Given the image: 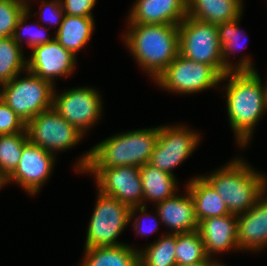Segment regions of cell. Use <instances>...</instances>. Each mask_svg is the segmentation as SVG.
I'll return each instance as SVG.
<instances>
[{
    "mask_svg": "<svg viewBox=\"0 0 267 266\" xmlns=\"http://www.w3.org/2000/svg\"><path fill=\"white\" fill-rule=\"evenodd\" d=\"M30 10L29 8H27V10L23 13V15L20 17V19L18 20V23L15 27L14 30V34H13V39L14 41L21 47L22 46V31L26 32V36L27 38V44L28 46L32 49L35 46L41 45V44H46L50 41H52L55 37H48L46 36V33L44 30H42V28L40 29H34L35 31H32L33 29H31V26L29 27L28 25H24V23L27 21L28 15H30ZM24 25V26H23ZM38 28V26L36 27ZM29 34V35H28Z\"/></svg>",
    "mask_w": 267,
    "mask_h": 266,
    "instance_id": "30",
    "label": "cell"
},
{
    "mask_svg": "<svg viewBox=\"0 0 267 266\" xmlns=\"http://www.w3.org/2000/svg\"><path fill=\"white\" fill-rule=\"evenodd\" d=\"M266 191L247 212L237 215V244L239 250L257 251L267 246Z\"/></svg>",
    "mask_w": 267,
    "mask_h": 266,
    "instance_id": "15",
    "label": "cell"
},
{
    "mask_svg": "<svg viewBox=\"0 0 267 266\" xmlns=\"http://www.w3.org/2000/svg\"><path fill=\"white\" fill-rule=\"evenodd\" d=\"M230 162L202 177L223 199L229 212L238 215L252 208L257 199L267 191V178L241 158Z\"/></svg>",
    "mask_w": 267,
    "mask_h": 266,
    "instance_id": "4",
    "label": "cell"
},
{
    "mask_svg": "<svg viewBox=\"0 0 267 266\" xmlns=\"http://www.w3.org/2000/svg\"><path fill=\"white\" fill-rule=\"evenodd\" d=\"M200 141L199 133L181 126H160L149 163L172 175V169L192 154Z\"/></svg>",
    "mask_w": 267,
    "mask_h": 266,
    "instance_id": "10",
    "label": "cell"
},
{
    "mask_svg": "<svg viewBox=\"0 0 267 266\" xmlns=\"http://www.w3.org/2000/svg\"><path fill=\"white\" fill-rule=\"evenodd\" d=\"M13 37L0 38V85L27 71V59Z\"/></svg>",
    "mask_w": 267,
    "mask_h": 266,
    "instance_id": "25",
    "label": "cell"
},
{
    "mask_svg": "<svg viewBox=\"0 0 267 266\" xmlns=\"http://www.w3.org/2000/svg\"><path fill=\"white\" fill-rule=\"evenodd\" d=\"M27 59V70L54 85L57 77H68L76 66V56L62 47L54 38L52 41L33 47Z\"/></svg>",
    "mask_w": 267,
    "mask_h": 266,
    "instance_id": "14",
    "label": "cell"
},
{
    "mask_svg": "<svg viewBox=\"0 0 267 266\" xmlns=\"http://www.w3.org/2000/svg\"><path fill=\"white\" fill-rule=\"evenodd\" d=\"M93 173L98 190L131 207L145 206L140 167L86 168Z\"/></svg>",
    "mask_w": 267,
    "mask_h": 266,
    "instance_id": "12",
    "label": "cell"
},
{
    "mask_svg": "<svg viewBox=\"0 0 267 266\" xmlns=\"http://www.w3.org/2000/svg\"><path fill=\"white\" fill-rule=\"evenodd\" d=\"M21 1L24 3L25 6H27V8H29V5H28L29 3H26L27 1H24V0H21Z\"/></svg>",
    "mask_w": 267,
    "mask_h": 266,
    "instance_id": "36",
    "label": "cell"
},
{
    "mask_svg": "<svg viewBox=\"0 0 267 266\" xmlns=\"http://www.w3.org/2000/svg\"><path fill=\"white\" fill-rule=\"evenodd\" d=\"M80 266H139V250L127 244L86 248Z\"/></svg>",
    "mask_w": 267,
    "mask_h": 266,
    "instance_id": "22",
    "label": "cell"
},
{
    "mask_svg": "<svg viewBox=\"0 0 267 266\" xmlns=\"http://www.w3.org/2000/svg\"><path fill=\"white\" fill-rule=\"evenodd\" d=\"M124 42L152 79L157 77L179 54V29L170 24H129Z\"/></svg>",
    "mask_w": 267,
    "mask_h": 266,
    "instance_id": "3",
    "label": "cell"
},
{
    "mask_svg": "<svg viewBox=\"0 0 267 266\" xmlns=\"http://www.w3.org/2000/svg\"><path fill=\"white\" fill-rule=\"evenodd\" d=\"M27 142L26 129L23 132L0 135V180L2 182L16 169L23 146Z\"/></svg>",
    "mask_w": 267,
    "mask_h": 266,
    "instance_id": "27",
    "label": "cell"
},
{
    "mask_svg": "<svg viewBox=\"0 0 267 266\" xmlns=\"http://www.w3.org/2000/svg\"><path fill=\"white\" fill-rule=\"evenodd\" d=\"M26 124L0 98V135L23 132Z\"/></svg>",
    "mask_w": 267,
    "mask_h": 266,
    "instance_id": "31",
    "label": "cell"
},
{
    "mask_svg": "<svg viewBox=\"0 0 267 266\" xmlns=\"http://www.w3.org/2000/svg\"><path fill=\"white\" fill-rule=\"evenodd\" d=\"M218 261H213L212 258H207L206 260L204 261H200V262H197V263H191V264H188V265H184V266H215V264L217 263Z\"/></svg>",
    "mask_w": 267,
    "mask_h": 266,
    "instance_id": "35",
    "label": "cell"
},
{
    "mask_svg": "<svg viewBox=\"0 0 267 266\" xmlns=\"http://www.w3.org/2000/svg\"><path fill=\"white\" fill-rule=\"evenodd\" d=\"M215 266H226V265H224V264L222 265L221 263H218V262H217V263L215 264Z\"/></svg>",
    "mask_w": 267,
    "mask_h": 266,
    "instance_id": "37",
    "label": "cell"
},
{
    "mask_svg": "<svg viewBox=\"0 0 267 266\" xmlns=\"http://www.w3.org/2000/svg\"><path fill=\"white\" fill-rule=\"evenodd\" d=\"M175 257L177 266L197 263L208 258L198 230L176 234Z\"/></svg>",
    "mask_w": 267,
    "mask_h": 266,
    "instance_id": "28",
    "label": "cell"
},
{
    "mask_svg": "<svg viewBox=\"0 0 267 266\" xmlns=\"http://www.w3.org/2000/svg\"><path fill=\"white\" fill-rule=\"evenodd\" d=\"M146 209H147L146 205L140 206V207H131L130 208L129 221H131V219L135 216V212L137 213L138 211H140L139 213H141V215H139L140 217L139 216L136 217L137 219H135V221L133 223V225H135L134 229L136 230L137 234H139V235H147L149 233H154L158 228V223H161V222H157L158 220L156 217L151 216V214L148 215ZM149 217H153V220L156 223L154 224V227L152 224V227L146 226V228H145L144 221L142 220V223H141L140 222L141 220H139V219H144V218H149ZM145 221H147V220H145ZM148 227H150V228H148Z\"/></svg>",
    "mask_w": 267,
    "mask_h": 266,
    "instance_id": "34",
    "label": "cell"
},
{
    "mask_svg": "<svg viewBox=\"0 0 267 266\" xmlns=\"http://www.w3.org/2000/svg\"><path fill=\"white\" fill-rule=\"evenodd\" d=\"M198 231L209 258L212 254L239 249L236 214L206 218L198 223Z\"/></svg>",
    "mask_w": 267,
    "mask_h": 266,
    "instance_id": "17",
    "label": "cell"
},
{
    "mask_svg": "<svg viewBox=\"0 0 267 266\" xmlns=\"http://www.w3.org/2000/svg\"><path fill=\"white\" fill-rule=\"evenodd\" d=\"M28 141L50 153L64 151L78 144L84 134L68 123L53 108L43 111L25 126Z\"/></svg>",
    "mask_w": 267,
    "mask_h": 266,
    "instance_id": "9",
    "label": "cell"
},
{
    "mask_svg": "<svg viewBox=\"0 0 267 266\" xmlns=\"http://www.w3.org/2000/svg\"><path fill=\"white\" fill-rule=\"evenodd\" d=\"M239 19L240 18H237L233 21L217 25L219 44L222 48L223 64L229 72L256 71L254 65L251 62V59H249L248 56H244V58L240 59V62L237 65L231 64V62H229L227 58L229 57L231 52L233 53L236 51V49L238 50V48L241 47L238 43L240 42V38L243 37V33H241L239 28Z\"/></svg>",
    "mask_w": 267,
    "mask_h": 266,
    "instance_id": "24",
    "label": "cell"
},
{
    "mask_svg": "<svg viewBox=\"0 0 267 266\" xmlns=\"http://www.w3.org/2000/svg\"><path fill=\"white\" fill-rule=\"evenodd\" d=\"M27 76L12 80L0 85V98L26 124L29 120L43 111L53 107L54 85L28 70Z\"/></svg>",
    "mask_w": 267,
    "mask_h": 266,
    "instance_id": "5",
    "label": "cell"
},
{
    "mask_svg": "<svg viewBox=\"0 0 267 266\" xmlns=\"http://www.w3.org/2000/svg\"><path fill=\"white\" fill-rule=\"evenodd\" d=\"M66 15L93 17L92 9L96 0H60Z\"/></svg>",
    "mask_w": 267,
    "mask_h": 266,
    "instance_id": "33",
    "label": "cell"
},
{
    "mask_svg": "<svg viewBox=\"0 0 267 266\" xmlns=\"http://www.w3.org/2000/svg\"><path fill=\"white\" fill-rule=\"evenodd\" d=\"M40 16L41 19L45 22H48L53 25H58V29L63 22V18L65 16V12L63 11V7L60 0H51L49 2H42V6L40 8Z\"/></svg>",
    "mask_w": 267,
    "mask_h": 266,
    "instance_id": "32",
    "label": "cell"
},
{
    "mask_svg": "<svg viewBox=\"0 0 267 266\" xmlns=\"http://www.w3.org/2000/svg\"><path fill=\"white\" fill-rule=\"evenodd\" d=\"M96 206L87 228L85 248L119 246L117 237L129 224L130 207L98 190Z\"/></svg>",
    "mask_w": 267,
    "mask_h": 266,
    "instance_id": "7",
    "label": "cell"
},
{
    "mask_svg": "<svg viewBox=\"0 0 267 266\" xmlns=\"http://www.w3.org/2000/svg\"><path fill=\"white\" fill-rule=\"evenodd\" d=\"M27 10L21 0H0V38L12 37L18 20Z\"/></svg>",
    "mask_w": 267,
    "mask_h": 266,
    "instance_id": "29",
    "label": "cell"
},
{
    "mask_svg": "<svg viewBox=\"0 0 267 266\" xmlns=\"http://www.w3.org/2000/svg\"><path fill=\"white\" fill-rule=\"evenodd\" d=\"M221 77L211 65L178 54L155 82L170 92L192 94L217 86L221 83Z\"/></svg>",
    "mask_w": 267,
    "mask_h": 266,
    "instance_id": "8",
    "label": "cell"
},
{
    "mask_svg": "<svg viewBox=\"0 0 267 266\" xmlns=\"http://www.w3.org/2000/svg\"><path fill=\"white\" fill-rule=\"evenodd\" d=\"M1 187H3V183H2V181L0 180V188H1Z\"/></svg>",
    "mask_w": 267,
    "mask_h": 266,
    "instance_id": "38",
    "label": "cell"
},
{
    "mask_svg": "<svg viewBox=\"0 0 267 266\" xmlns=\"http://www.w3.org/2000/svg\"><path fill=\"white\" fill-rule=\"evenodd\" d=\"M95 89L78 87L60 95L53 93V109L82 134L95 125L102 115V100Z\"/></svg>",
    "mask_w": 267,
    "mask_h": 266,
    "instance_id": "11",
    "label": "cell"
},
{
    "mask_svg": "<svg viewBox=\"0 0 267 266\" xmlns=\"http://www.w3.org/2000/svg\"><path fill=\"white\" fill-rule=\"evenodd\" d=\"M186 188L193 199L198 223L206 218L230 214L223 199L202 176L190 179Z\"/></svg>",
    "mask_w": 267,
    "mask_h": 266,
    "instance_id": "20",
    "label": "cell"
},
{
    "mask_svg": "<svg viewBox=\"0 0 267 266\" xmlns=\"http://www.w3.org/2000/svg\"><path fill=\"white\" fill-rule=\"evenodd\" d=\"M187 195H175L157 203L156 213L159 221L172 229L173 234L187 233L198 230V221L195 216L193 199L186 189Z\"/></svg>",
    "mask_w": 267,
    "mask_h": 266,
    "instance_id": "18",
    "label": "cell"
},
{
    "mask_svg": "<svg viewBox=\"0 0 267 266\" xmlns=\"http://www.w3.org/2000/svg\"><path fill=\"white\" fill-rule=\"evenodd\" d=\"M129 13V24L178 26L187 17V0H136Z\"/></svg>",
    "mask_w": 267,
    "mask_h": 266,
    "instance_id": "16",
    "label": "cell"
},
{
    "mask_svg": "<svg viewBox=\"0 0 267 266\" xmlns=\"http://www.w3.org/2000/svg\"><path fill=\"white\" fill-rule=\"evenodd\" d=\"M55 157L53 153L28 141L23 146L16 169L2 182L3 186L15 181L28 194L35 195L51 176Z\"/></svg>",
    "mask_w": 267,
    "mask_h": 266,
    "instance_id": "13",
    "label": "cell"
},
{
    "mask_svg": "<svg viewBox=\"0 0 267 266\" xmlns=\"http://www.w3.org/2000/svg\"><path fill=\"white\" fill-rule=\"evenodd\" d=\"M243 0H187V16L214 25L240 18Z\"/></svg>",
    "mask_w": 267,
    "mask_h": 266,
    "instance_id": "19",
    "label": "cell"
},
{
    "mask_svg": "<svg viewBox=\"0 0 267 266\" xmlns=\"http://www.w3.org/2000/svg\"><path fill=\"white\" fill-rule=\"evenodd\" d=\"M175 249L176 234L167 233L139 251V266H177Z\"/></svg>",
    "mask_w": 267,
    "mask_h": 266,
    "instance_id": "26",
    "label": "cell"
},
{
    "mask_svg": "<svg viewBox=\"0 0 267 266\" xmlns=\"http://www.w3.org/2000/svg\"><path fill=\"white\" fill-rule=\"evenodd\" d=\"M140 176L145 202L149 200L157 204L176 195L177 182L174 175L147 163L140 167Z\"/></svg>",
    "mask_w": 267,
    "mask_h": 266,
    "instance_id": "23",
    "label": "cell"
},
{
    "mask_svg": "<svg viewBox=\"0 0 267 266\" xmlns=\"http://www.w3.org/2000/svg\"><path fill=\"white\" fill-rule=\"evenodd\" d=\"M94 30V18L66 15L59 29L56 30L55 39L59 44L72 52L83 48L91 38Z\"/></svg>",
    "mask_w": 267,
    "mask_h": 266,
    "instance_id": "21",
    "label": "cell"
},
{
    "mask_svg": "<svg viewBox=\"0 0 267 266\" xmlns=\"http://www.w3.org/2000/svg\"><path fill=\"white\" fill-rule=\"evenodd\" d=\"M178 29L180 55L211 65L221 76L229 72L223 64L217 25L187 16Z\"/></svg>",
    "mask_w": 267,
    "mask_h": 266,
    "instance_id": "6",
    "label": "cell"
},
{
    "mask_svg": "<svg viewBox=\"0 0 267 266\" xmlns=\"http://www.w3.org/2000/svg\"><path fill=\"white\" fill-rule=\"evenodd\" d=\"M160 126L120 133L92 147L76 165V170L136 166L149 163Z\"/></svg>",
    "mask_w": 267,
    "mask_h": 266,
    "instance_id": "2",
    "label": "cell"
},
{
    "mask_svg": "<svg viewBox=\"0 0 267 266\" xmlns=\"http://www.w3.org/2000/svg\"><path fill=\"white\" fill-rule=\"evenodd\" d=\"M227 78L228 120L237 143L243 148L250 142L254 127L267 109V82L264 87L257 70L230 71L221 81Z\"/></svg>",
    "mask_w": 267,
    "mask_h": 266,
    "instance_id": "1",
    "label": "cell"
}]
</instances>
